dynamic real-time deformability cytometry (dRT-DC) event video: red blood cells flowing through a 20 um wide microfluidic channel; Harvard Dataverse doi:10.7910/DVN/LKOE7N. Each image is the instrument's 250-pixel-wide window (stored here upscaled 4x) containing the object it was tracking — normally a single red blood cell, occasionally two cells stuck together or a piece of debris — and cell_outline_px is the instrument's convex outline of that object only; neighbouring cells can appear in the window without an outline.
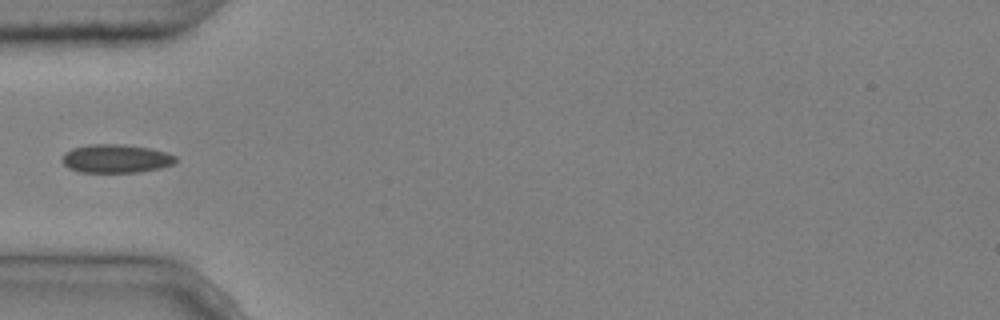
{"species": "common noctule bat (a hibernating species)", "species_latin": "Nyctalus noctula", "temperature_condition": "cold", "stored_images_in_passage": 7, "camera_frame_rate_fps": 3000, "um_per_image_px": 0.085, "animal": {"sex": "male", "body_mass_g": 20.4}, "frame": {"image": 1, "passage_image": 4, "time_ms": 1.0, "image_size_px": [1000, 320], "cell_outline_px": [[176, 160], [172, 164], [160, 168], [140, 172], [80, 172], [68, 168], [60, 160], [64, 152], [72, 148], [88, 144], [124, 144], [148, 148], [168, 152], [176, 156]], "centroid_in_image_um": [9.82, 13.47], "position_along_channel_um": 75.2, "area_um2": 19.02}}